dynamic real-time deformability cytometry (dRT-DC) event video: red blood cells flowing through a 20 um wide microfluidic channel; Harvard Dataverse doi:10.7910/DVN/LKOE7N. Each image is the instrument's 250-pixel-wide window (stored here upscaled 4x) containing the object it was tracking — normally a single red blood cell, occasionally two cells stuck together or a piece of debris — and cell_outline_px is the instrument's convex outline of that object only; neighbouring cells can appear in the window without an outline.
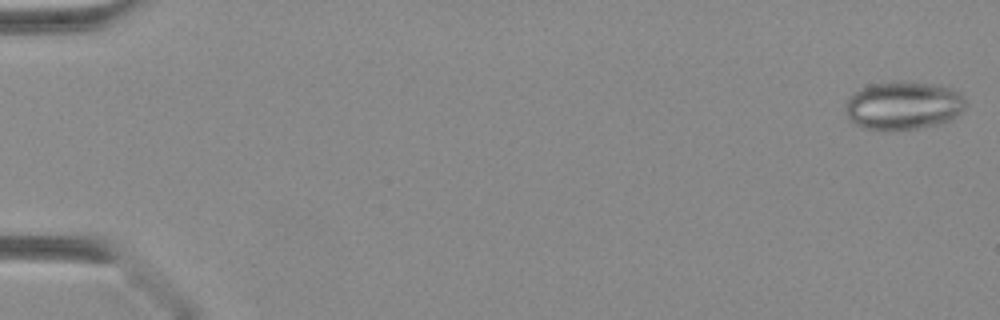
{"species": "Egyptian fruit bat (a non-hibernating species)", "species_latin": "Rousettus aegyptiacus", "temperature_condition": "warm", "stored_images_in_passage": 42, "camera_frame_rate_fps": 3000, "um_per_image_px": 0.085, "animal": {"sex": "female"}, "frame": {"image": 1, "passage_image": 1, "time_ms": 0.0, "image_size_px": [1000, 320], "cell_outline_px": [[968, 104], [952, 120], [936, 124], [916, 128], [892, 132], [884, 132], [864, 128], [852, 124], [848, 120], [844, 108], [852, 92], [868, 84], [896, 80], [908, 80], [940, 84], [960, 92], [964, 96]], "centroid_in_image_um": [76.75, 8.96], "position_along_channel_um": 8.2, "area_um2": 35.2}}
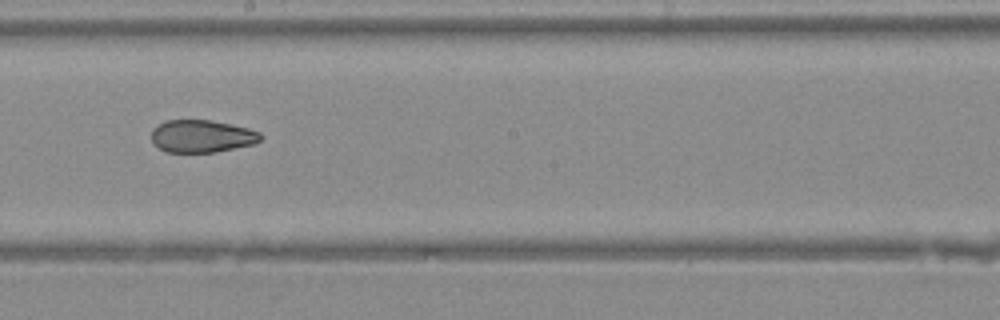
{"frame": {"image": 2, "passage_image": 25, "time_ms": 8.0, "image_size_px": [1000, 320], "cell_outline_px": [[260, 140], [252, 144], [216, 152], [168, 152], [160, 148], [152, 140], [152, 128], [168, 120], [208, 120], [248, 128], [260, 132]], "centroid_in_image_um": [17.14, 11.58], "position_along_channel_um": 231.1, "area_um2": 20.29}}
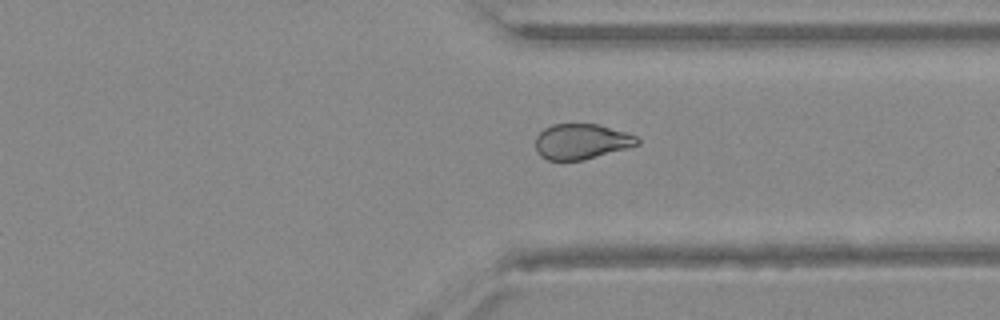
{"frame": {"image": 3, "passage_image": 33, "time_ms": 10.667, "image_size_px": [1000, 320], "cell_outline_px": [[640, 144], [628, 148], [584, 160], [548, 160], [540, 156], [536, 152], [536, 136], [544, 128], [552, 124], [596, 124], [624, 132], [636, 136], [640, 140]], "centroid_in_image_um": [49.41, 12.04], "position_along_channel_um": 362.0, "area_um2": 20.98}}